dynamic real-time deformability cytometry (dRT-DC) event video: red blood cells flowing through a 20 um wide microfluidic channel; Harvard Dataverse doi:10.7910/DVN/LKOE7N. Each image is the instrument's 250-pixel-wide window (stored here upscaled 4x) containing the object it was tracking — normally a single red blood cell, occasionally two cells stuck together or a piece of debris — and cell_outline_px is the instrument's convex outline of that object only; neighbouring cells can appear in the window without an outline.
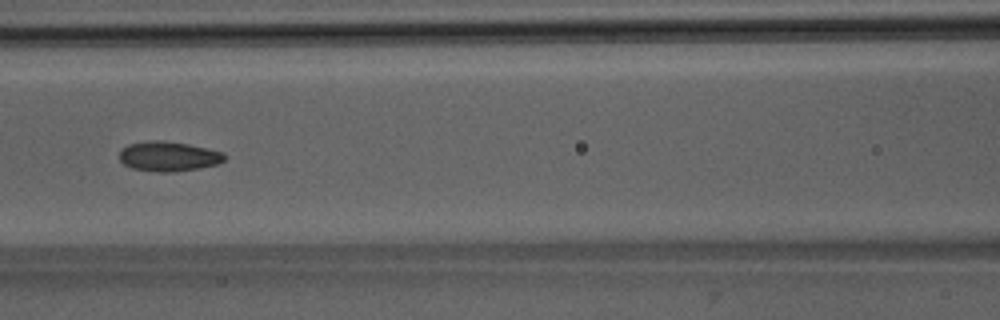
{"species": "Egyptian fruit bat (a non-hibernating species)", "species_latin": "Rousettus aegyptiacus", "temperature_condition": "room temperature", "stored_images_in_passage": 7, "camera_frame_rate_fps": 3000, "um_per_image_px": 0.085, "animal": {"sex": "male"}, "frame": {"image": 1, "passage_image": 7, "time_ms": 7.0, "image_size_px": [1000, 320], "cell_outline_px": [[224, 160], [216, 164], [200, 168], [172, 172], [160, 172], [132, 168], [124, 164], [120, 160], [120, 148], [128, 144], [148, 140], [160, 140], [188, 144], [224, 152]], "centroid_in_image_um": [14.29, 13.28], "position_along_channel_um": 152.3, "area_um2": 18.21}}